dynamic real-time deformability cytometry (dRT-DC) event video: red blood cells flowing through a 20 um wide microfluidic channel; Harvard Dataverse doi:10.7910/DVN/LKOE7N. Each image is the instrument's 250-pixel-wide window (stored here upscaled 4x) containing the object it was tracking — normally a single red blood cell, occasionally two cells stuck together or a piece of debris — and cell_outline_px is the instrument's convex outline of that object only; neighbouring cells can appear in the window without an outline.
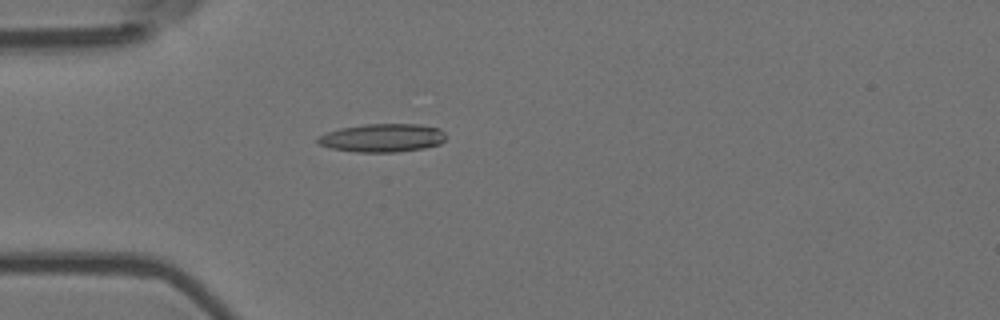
{"species": "Egyptian fruit bat (a non-hibernating species)", "species_latin": "Rousettus aegyptiacus", "temperature_condition": "room temperature", "stored_images_in_passage": 4, "camera_frame_rate_fps": 3000, "um_per_image_px": 0.085, "animal": {"sex": "female"}, "frame": {"image": 1, "passage_image": 4, "time_ms": 1.0, "image_size_px": [1000, 320], "cell_outline_px": [[448, 136], [440, 144], [424, 148], [396, 152], [356, 152], [332, 148], [320, 144], [316, 140], [320, 136], [328, 132], [340, 128], [364, 124], [420, 124], [440, 128]], "centroid_in_image_um": [32.57, 11.71], "position_along_channel_um": 52.4, "area_um2": 21.15}}